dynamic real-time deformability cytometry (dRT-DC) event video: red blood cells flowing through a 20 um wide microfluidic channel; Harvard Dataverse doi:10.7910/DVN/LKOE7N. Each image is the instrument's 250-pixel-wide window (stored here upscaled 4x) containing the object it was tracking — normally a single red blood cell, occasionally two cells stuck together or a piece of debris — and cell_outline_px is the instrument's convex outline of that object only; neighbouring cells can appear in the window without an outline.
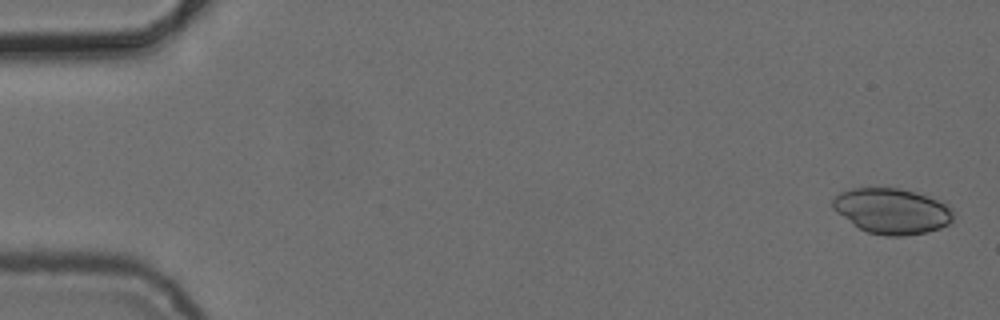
{"species": "common noctule bat (a hibernating species)", "species_latin": "Nyctalus noctula", "temperature_condition": "cold", "stored_images_in_passage": 4, "camera_frame_rate_fps": 3000, "um_per_image_px": 0.085, "animal": {"sex": "female", "body_mass_g": 24.6, "forearm_length_mm": 56.2}, "frame": {"image": 1, "passage_image": 1, "time_ms": 0.0, "image_size_px": [1000, 320], "cell_outline_px": [[952, 220], [948, 224], [940, 228], [924, 232], [904, 236], [888, 236], [868, 232], [852, 224], [836, 212], [832, 208], [832, 200], [840, 192], [852, 188], [896, 188], [912, 192], [948, 204], [952, 208]], "centroid_in_image_um": [75.78, 17.94], "position_along_channel_um": 9.2, "area_um2": 31.62}}
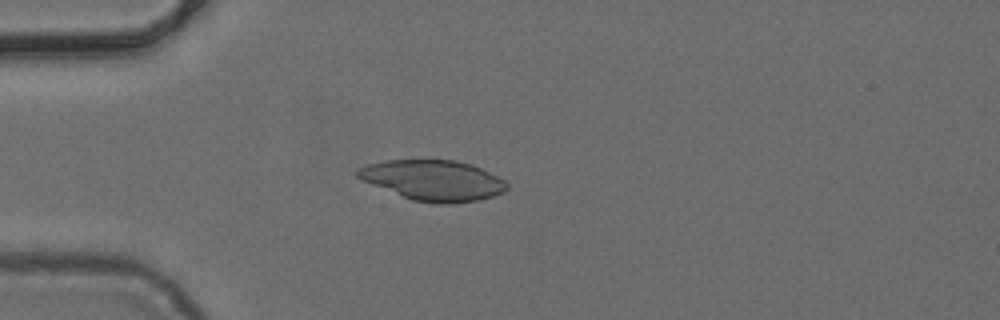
{"frame": {"image": 2, "passage_image": 4, "time_ms": 4.333, "image_size_px": [1000, 320], "cell_outline_px": [[508, 188], [504, 192], [480, 200], [452, 204], [436, 204], [412, 200], [364, 180], [356, 176], [356, 168], [368, 164], [384, 160], [456, 160], [472, 164], [504, 180], [508, 184]], "centroid_in_image_um": [36.85, 15.33], "position_along_channel_um": 48.2, "area_um2": 35.03}}